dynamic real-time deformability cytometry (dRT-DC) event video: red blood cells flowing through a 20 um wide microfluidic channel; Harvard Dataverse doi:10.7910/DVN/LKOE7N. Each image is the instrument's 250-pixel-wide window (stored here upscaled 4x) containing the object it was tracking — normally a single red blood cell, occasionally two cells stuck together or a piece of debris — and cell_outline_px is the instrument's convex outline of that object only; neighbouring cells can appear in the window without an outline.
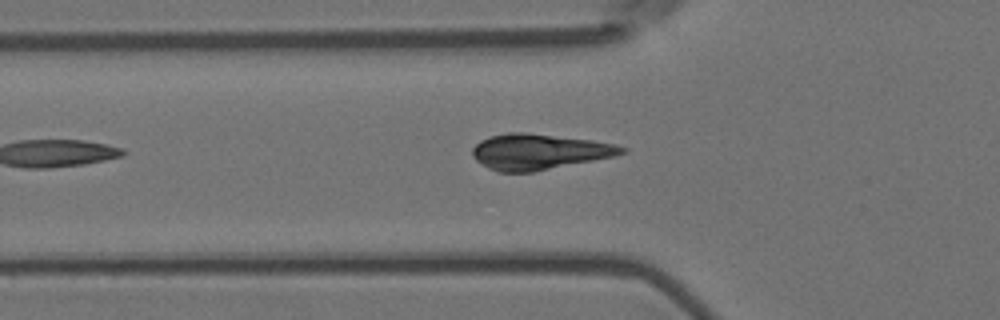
{"species": "Egyptian fruit bat (a non-hibernating species)", "species_latin": "Rousettus aegyptiacus", "temperature_condition": "room temperature", "stored_images_in_passage": 6, "camera_frame_rate_fps": 3000, "um_per_image_px": 0.085, "animal": {"sex": "female"}, "frame": {"image": 1, "passage_image": 5, "time_ms": 1.333, "image_size_px": [1000, 320], "cell_outline_px": [[628, 152], [612, 156], [532, 172], [500, 172], [488, 168], [476, 160], [472, 152], [472, 148], [480, 140], [488, 136], [508, 132], [524, 132], [592, 140], [616, 144], [628, 148]], "centroid_in_image_um": [45.79, 12.88], "position_along_channel_um": 80.0, "area_um2": 30.81}}